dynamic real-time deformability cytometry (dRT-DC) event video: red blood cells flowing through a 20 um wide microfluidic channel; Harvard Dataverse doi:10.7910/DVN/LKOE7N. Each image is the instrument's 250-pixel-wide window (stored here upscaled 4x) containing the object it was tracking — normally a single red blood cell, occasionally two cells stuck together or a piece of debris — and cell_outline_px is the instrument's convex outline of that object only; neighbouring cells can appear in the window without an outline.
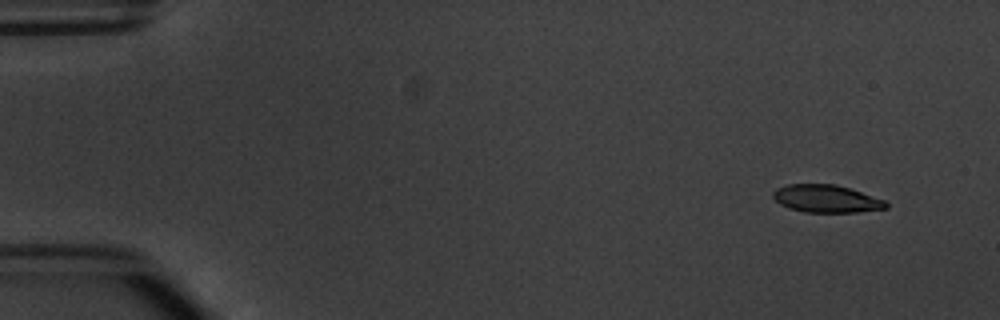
{"species": "common noctule bat (a hibernating species)", "species_latin": "Nyctalus noctula", "temperature_condition": "warm", "stored_images_in_passage": 5, "camera_frame_rate_fps": 3000, "um_per_image_px": 0.085, "animal": {"sex": "male", "body_mass_g": 20.1, "forearm_length_mm": 53.5}, "frame": {"image": 1, "passage_image": 1, "time_ms": 0.0, "image_size_px": [1000, 320], "cell_outline_px": [[888, 208], [856, 212], [804, 212], [788, 208], [780, 204], [772, 196], [772, 192], [776, 188], [788, 184], [836, 184], [884, 200], [888, 204]], "centroid_in_image_um": [70.19, 16.89], "position_along_channel_um": 14.8, "area_um2": 18.09}}
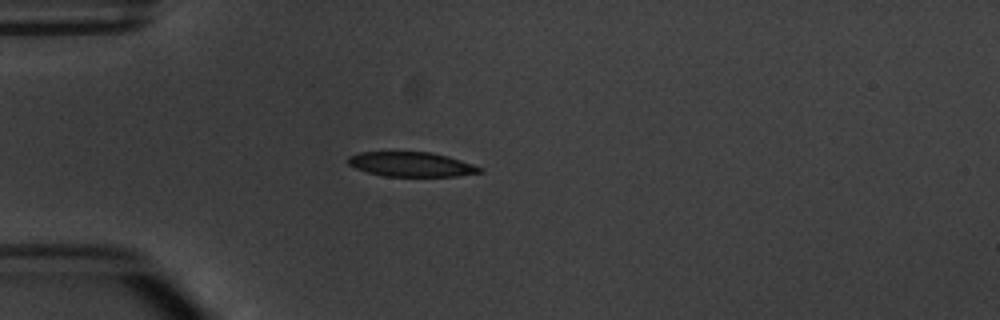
{"frame": {"image": 2, "passage_image": 4, "time_ms": 3.667, "image_size_px": [1000, 320], "cell_outline_px": [[484, 172], [456, 176], [384, 176], [368, 172], [356, 168], [348, 164], [348, 156], [360, 152], [432, 152], [448, 156], [484, 168]], "centroid_in_image_um": [34.99, 13.97], "position_along_channel_um": 50.0, "area_um2": 18.84}}